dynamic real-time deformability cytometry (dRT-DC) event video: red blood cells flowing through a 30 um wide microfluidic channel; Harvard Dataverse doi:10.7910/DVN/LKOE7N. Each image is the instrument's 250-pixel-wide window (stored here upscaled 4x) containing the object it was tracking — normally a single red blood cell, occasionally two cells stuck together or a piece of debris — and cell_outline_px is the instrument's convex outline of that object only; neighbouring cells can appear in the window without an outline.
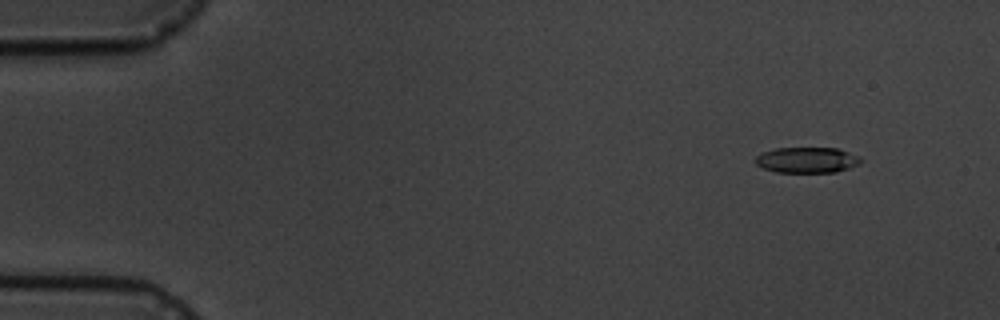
{"species": "common noctule bat (a hibernating species)", "species_latin": "Nyctalus noctula", "temperature_condition": "cold", "stored_images_in_passage": 9, "camera_frame_rate_fps": 3000, "um_per_image_px": 0.085, "animal": {"sex": "male", "body_mass_g": 19.5, "forearm_length_mm": 54.6}, "frame": {"image": 1, "passage_image": 1, "time_ms": 0.0, "image_size_px": [1000, 320], "cell_outline_px": [[864, 160], [860, 164], [836, 172], [776, 172], [764, 168], [756, 164], [756, 156], [764, 152], [776, 148], [836, 148], [860, 156]], "centroid_in_image_um": [68.64, 13.6], "position_along_channel_um": 16.4, "area_um2": 15.72}}
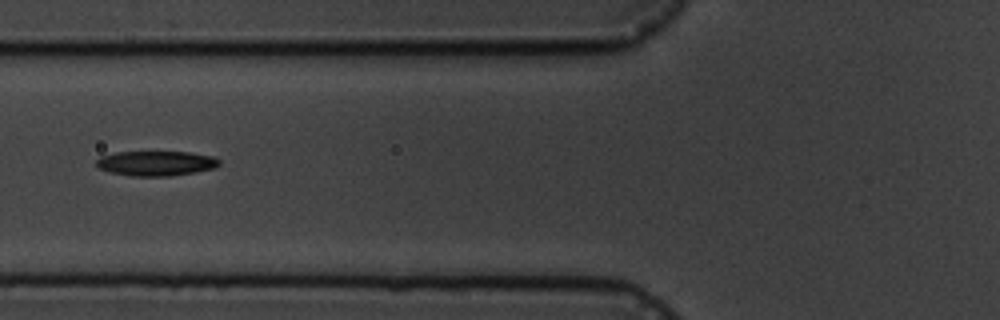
{"frame": {"image": 2, "passage_image": 6, "time_ms": 5.667, "image_size_px": [1000, 320], "cell_outline_px": [[220, 164], [216, 168], [172, 176], [132, 176], [108, 172], [100, 168], [96, 164], [96, 160], [100, 156], [116, 152], [188, 152], [212, 156], [220, 160]], "centroid_in_image_um": [13.26, 13.88], "position_along_channel_um": 112.5, "area_um2": 17.86}}
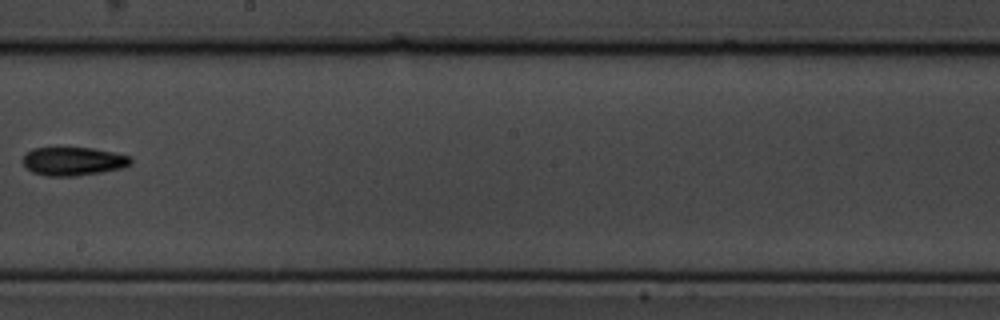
{"frame": {"image": 3, "passage_image": 9, "time_ms": 9.333, "image_size_px": [1000, 320], "cell_outline_px": [[132, 164], [124, 168], [76, 176], [44, 176], [32, 172], [20, 160], [32, 148], [92, 148], [132, 156]], "centroid_in_image_um": [6.24, 13.71], "position_along_channel_um": 242.0, "area_um2": 17.98}}